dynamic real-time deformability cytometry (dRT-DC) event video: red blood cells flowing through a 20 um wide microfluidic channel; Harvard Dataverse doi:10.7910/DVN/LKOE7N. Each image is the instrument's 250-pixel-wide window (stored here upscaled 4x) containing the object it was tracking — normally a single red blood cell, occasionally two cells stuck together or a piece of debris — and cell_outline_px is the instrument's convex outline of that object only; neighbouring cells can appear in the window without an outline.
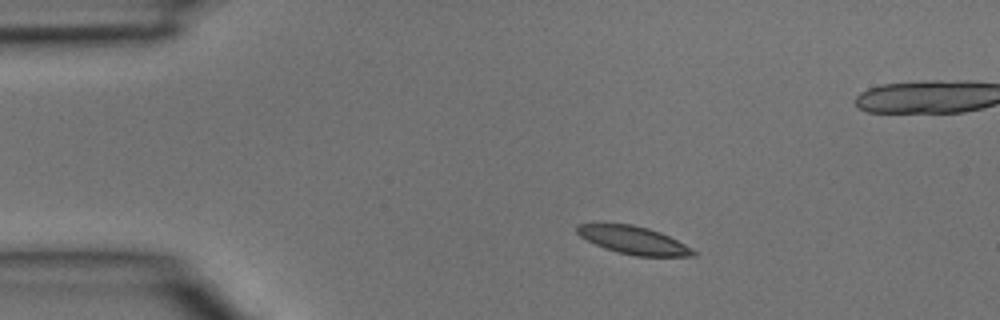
{"species": "common noctule bat (a hibernating species)", "species_latin": "Nyctalus noctula", "temperature_condition": "room temperature", "stored_images_in_passage": 3, "camera_frame_rate_fps": 3000, "um_per_image_px": 0.085, "animal": {"sex": "male", "body_mass_g": 15.6}, "frame": {"image": 1, "passage_image": 1, "time_ms": 0.0, "image_size_px": [1000, 320], "cell_outline_px": [[696, 256], [636, 256], [616, 252], [604, 248], [580, 236], [576, 232], [576, 224], [632, 224], [648, 228], [660, 232], [692, 248], [696, 252]], "centroid_in_image_um": [53.85, 20.42], "position_along_channel_um": 31.2, "area_um2": 18.67}}